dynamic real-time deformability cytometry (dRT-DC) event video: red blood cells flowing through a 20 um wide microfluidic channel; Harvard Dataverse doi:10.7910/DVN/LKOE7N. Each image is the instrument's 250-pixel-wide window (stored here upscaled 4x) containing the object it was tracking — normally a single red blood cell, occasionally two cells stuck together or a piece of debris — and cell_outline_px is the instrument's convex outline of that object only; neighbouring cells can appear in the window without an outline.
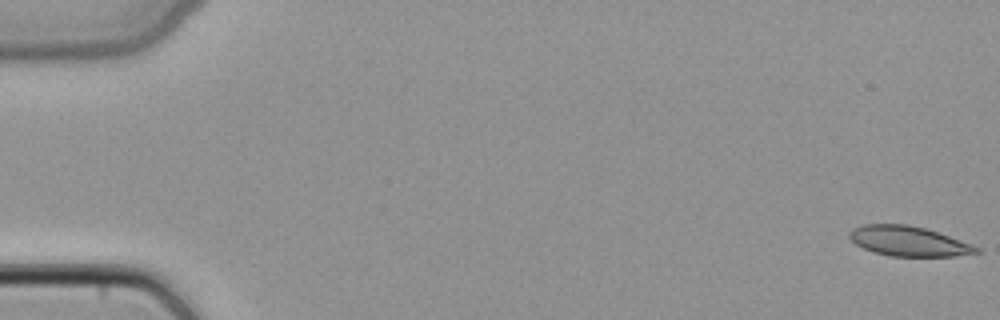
{"species": "common noctule bat (a hibernating species)", "species_latin": "Nyctalus noctula", "temperature_condition": "cold", "stored_images_in_passage": 50, "segment_of_instrument_passage": [1, 2], "camera_frame_rate_fps": 3000, "um_per_image_px": 0.085, "animal": {"sex": "female", "body_mass_g": 22.7, "forearm_length_mm": 54.2}, "frame": {"image": 1, "passage_image": 1, "time_ms": 0.0, "image_size_px": [1000, 320], "cell_outline_px": [[984, 252], [956, 256], [888, 256], [872, 252], [856, 244], [848, 236], [848, 232], [852, 228], [864, 224], [908, 224], [924, 228], [972, 244], [980, 248]], "centroid_in_image_um": [77.22, 20.5], "position_along_channel_um": 7.8, "area_um2": 22.2}}
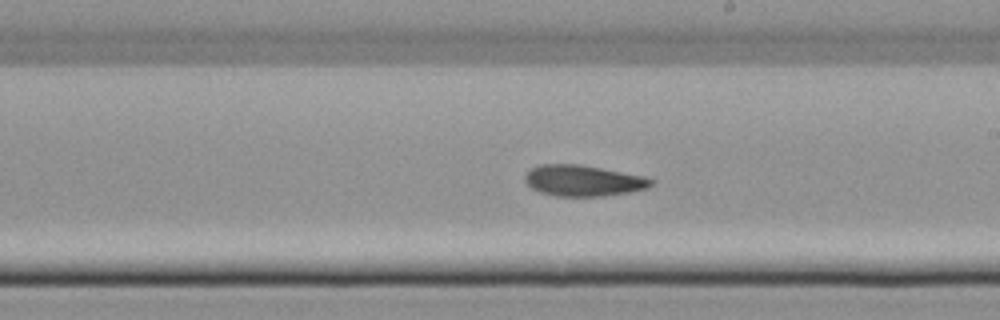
{"frame": {"image": 2, "passage_image": 29, "time_ms": 9.333, "image_size_px": [1000, 320], "cell_outline_px": [[656, 184], [648, 188], [628, 192], [604, 196], [556, 196], [540, 192], [532, 188], [524, 180], [524, 176], [532, 168], [540, 164], [580, 164], [648, 176], [656, 180]], "centroid_in_image_um": [49.65, 15.35], "position_along_channel_um": 239.3, "area_um2": 23.12}}
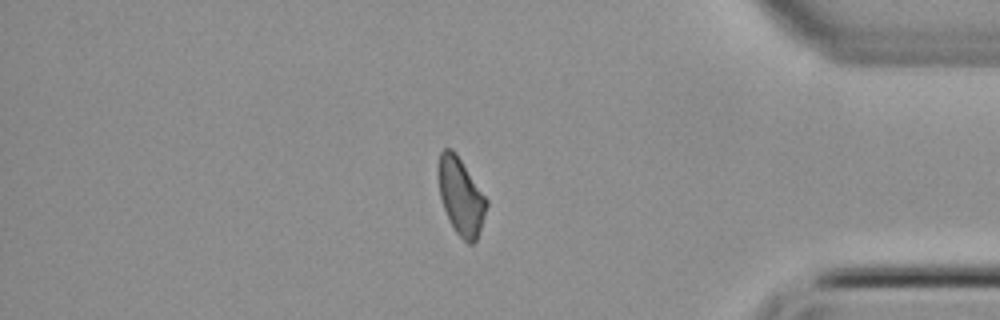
{"frame": {"image": 3, "passage_image": 42, "time_ms": 13.667, "image_size_px": [1000, 320], "cell_outline_px": [[488, 204], [476, 240], [472, 244], [468, 244], [456, 232], [444, 208], [440, 196], [440, 152], [444, 148], [452, 148], [456, 152], [488, 200]], "centroid_in_image_um": [39.21, 16.69], "position_along_channel_um": 396.0, "area_um2": 20.92}}